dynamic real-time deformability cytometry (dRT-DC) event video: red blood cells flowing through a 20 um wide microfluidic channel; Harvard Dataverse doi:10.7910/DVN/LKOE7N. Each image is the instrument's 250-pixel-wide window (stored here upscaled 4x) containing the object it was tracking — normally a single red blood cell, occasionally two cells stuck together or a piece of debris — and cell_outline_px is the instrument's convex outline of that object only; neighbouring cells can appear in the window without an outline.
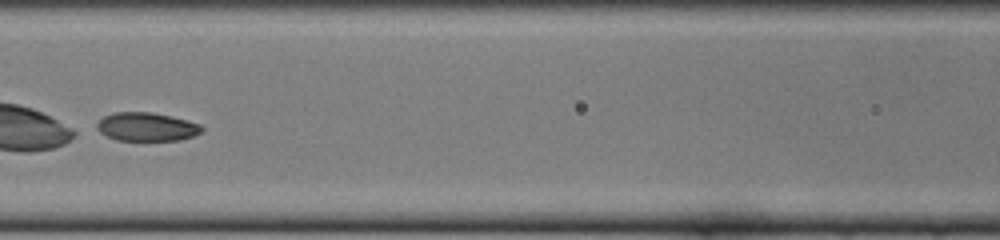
{"species": "common noctule bat (a hibernating species)", "species_latin": "Nyctalus noctula", "temperature_condition": "cold", "stored_images_in_passage": 47, "camera_frame_rate_fps": 3000, "um_per_image_px": 0.085, "animal": {"sex": "female", "body_mass_g": 22.0, "forearm_length_mm": 56.7}, "frame": {"image": 1, "passage_image": 20, "time_ms": 6.333, "image_size_px": [1000, 240], "cell_outline_px": [[204, 128], [200, 132], [192, 136], [180, 140], [116, 140], [100, 132], [96, 128], [96, 124], [104, 116], [112, 112], [152, 112], [172, 116], [200, 124]], "centroid_in_image_um": [12.45, 10.77], "position_along_channel_um": 154.1, "area_um2": 17.4}}
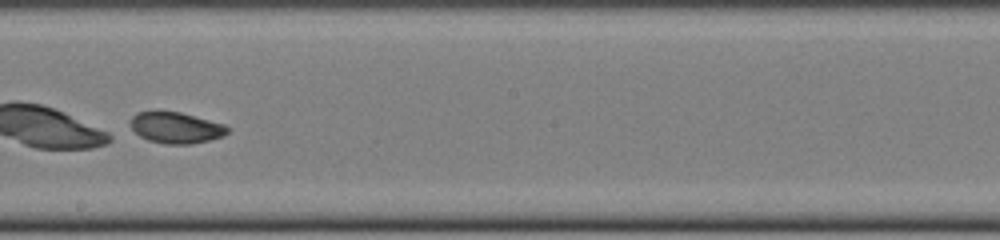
{"frame": {"image": 2, "passage_image": 26, "time_ms": 8.333, "image_size_px": [1000, 240], "cell_outline_px": [[228, 132], [224, 136], [192, 144], [164, 144], [148, 140], [140, 136], [128, 128], [128, 124], [132, 116], [136, 112], [180, 112], [224, 124], [228, 128]], "centroid_in_image_um": [14.9, 10.86], "position_along_channel_um": 233.3, "area_um2": 17.69}}
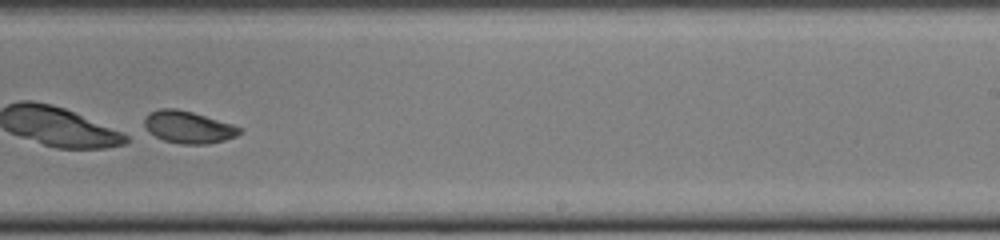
{"frame": {"image": 3, "passage_image": 29, "time_ms": 9.333, "image_size_px": [1000, 240], "cell_outline_px": [[244, 128], [236, 136], [224, 140], [208, 144], [180, 144], [164, 140], [148, 132], [144, 128], [144, 120], [148, 112], [160, 108], [176, 108], [192, 112], [232, 124]], "centroid_in_image_um": [15.98, 10.8], "position_along_channel_um": 273.0, "area_um2": 17.92}}